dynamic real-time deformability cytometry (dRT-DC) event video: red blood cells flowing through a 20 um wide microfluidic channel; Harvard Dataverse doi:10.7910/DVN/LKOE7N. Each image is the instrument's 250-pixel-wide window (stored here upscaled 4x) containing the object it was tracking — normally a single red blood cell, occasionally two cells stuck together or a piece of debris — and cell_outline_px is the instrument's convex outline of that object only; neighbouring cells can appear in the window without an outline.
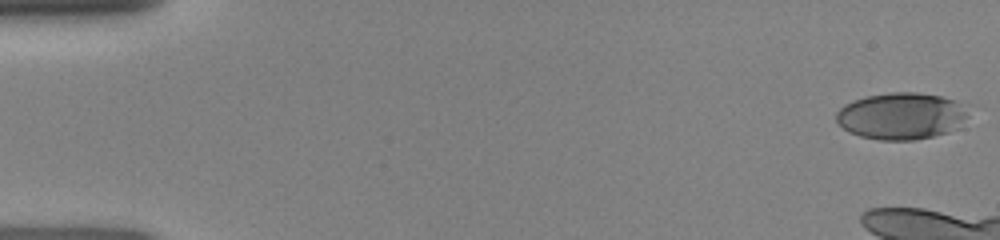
{"species": "human", "species_latin": "Homo sapiens", "temperature_condition": "room temperature", "stored_images_in_passage": 11, "camera_frame_rate_fps": 3000, "um_per_image_px": 0.085, "donor": {"sex": "female"}, "frame": {"image": 1, "passage_image": 1, "time_ms": 0.0, "image_size_px": [1000, 240], "cell_outline_px": [[968, 116], [956, 128], [948, 132], [916, 140], [880, 140], [860, 136], [848, 132], [836, 120], [836, 112], [844, 104], [852, 100], [864, 96], [892, 92], [916, 92], [940, 96], [956, 100], [968, 104]], "centroid_in_image_um": [76.63, 9.84], "position_along_channel_um": 8.4, "area_um2": 36.36}}